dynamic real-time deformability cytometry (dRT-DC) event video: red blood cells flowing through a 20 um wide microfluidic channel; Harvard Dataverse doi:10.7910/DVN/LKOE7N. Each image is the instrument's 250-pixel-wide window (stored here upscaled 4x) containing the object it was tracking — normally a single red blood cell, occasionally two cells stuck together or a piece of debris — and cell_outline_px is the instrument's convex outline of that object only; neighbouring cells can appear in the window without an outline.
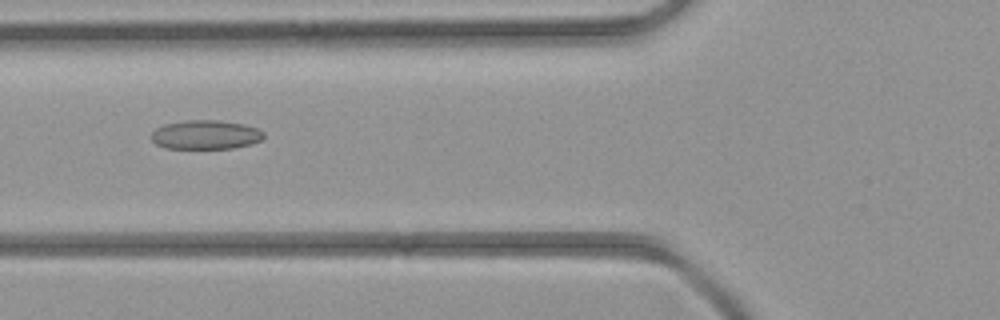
{"species": "common noctule bat (a hibernating species)", "species_latin": "Nyctalus noctula", "temperature_condition": "room temperature", "stored_images_in_passage": 4, "camera_frame_rate_fps": 3000, "um_per_image_px": 0.085, "animal": {"sex": "female", "body_mass_g": 21.9}, "frame": {"image": 1, "passage_image": 4, "time_ms": 3.333, "image_size_px": [1000, 320], "cell_outline_px": [[264, 136], [260, 140], [248, 144], [232, 148], [164, 148], [156, 144], [152, 140], [152, 132], [156, 128], [164, 124], [184, 120], [220, 120], [244, 124], [256, 128], [264, 132]], "centroid_in_image_um": [17.45, 11.44], "position_along_channel_um": 108.4, "area_um2": 18.96}}